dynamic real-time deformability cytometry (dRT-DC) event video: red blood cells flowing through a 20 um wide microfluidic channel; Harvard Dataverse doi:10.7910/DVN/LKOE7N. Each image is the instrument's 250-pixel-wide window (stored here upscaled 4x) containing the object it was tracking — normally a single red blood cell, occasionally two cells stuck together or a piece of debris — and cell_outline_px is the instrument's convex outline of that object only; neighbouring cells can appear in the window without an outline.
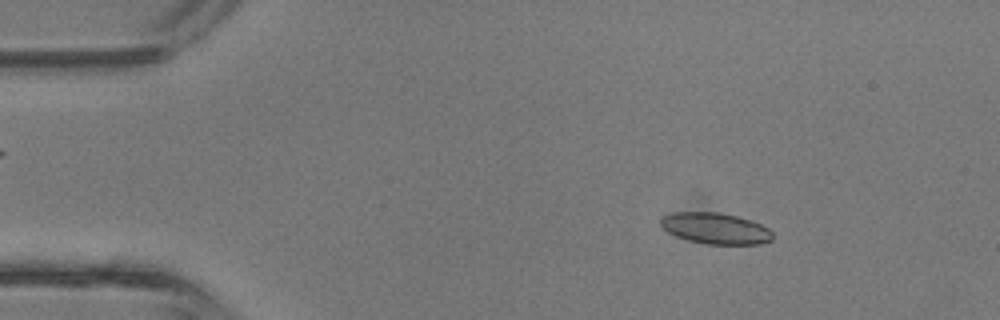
{"species": "common noctule bat (a hibernating species)", "species_latin": "Nyctalus noctula", "temperature_condition": "room temperature", "stored_images_in_passage": 13, "camera_frame_rate_fps": 3000, "um_per_image_px": 0.085, "animal": {"sex": "male", "body_mass_g": 13.3}, "frame": {"image": 1, "passage_image": 6, "time_ms": 1.667, "image_size_px": [1000, 320], "cell_outline_px": [[772, 240], [760, 244], [708, 244], [688, 240], [676, 236], [668, 232], [660, 224], [660, 220], [664, 216], [672, 212], [716, 212], [736, 216], [752, 220], [768, 228], [772, 232]], "centroid_in_image_um": [60.82, 19.41], "position_along_channel_um": 24.2, "area_um2": 20.23}}